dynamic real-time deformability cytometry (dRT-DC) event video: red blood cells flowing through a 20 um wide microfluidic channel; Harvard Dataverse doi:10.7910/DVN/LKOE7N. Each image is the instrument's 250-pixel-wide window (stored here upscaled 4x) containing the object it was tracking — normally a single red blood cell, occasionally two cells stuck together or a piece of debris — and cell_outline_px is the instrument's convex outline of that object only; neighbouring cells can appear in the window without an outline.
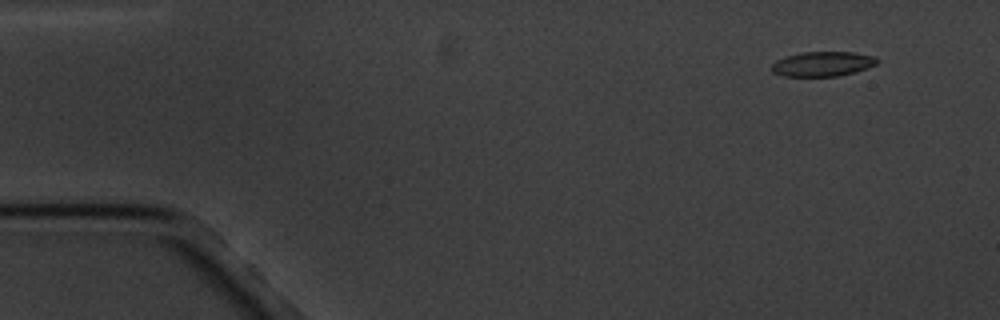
{"species": "common noctule bat (a hibernating species)", "species_latin": "Nyctalus noctula", "temperature_condition": "cold", "stored_images_in_passage": 6, "camera_frame_rate_fps": 3000, "um_per_image_px": 0.085, "animal": {"sex": "male", "body_mass_g": 20.1, "forearm_length_mm": 53.5}, "frame": {"image": 1, "passage_image": 6, "time_ms": 6.667, "image_size_px": [1000, 320], "cell_outline_px": [[880, 60], [876, 64], [868, 68], [836, 76], [784, 76], [772, 72], [772, 64], [776, 60], [784, 56], [804, 52], [856, 52], [876, 56]], "centroid_in_image_um": [69.94, 5.42], "position_along_channel_um": 15.1, "area_um2": 15.26}}